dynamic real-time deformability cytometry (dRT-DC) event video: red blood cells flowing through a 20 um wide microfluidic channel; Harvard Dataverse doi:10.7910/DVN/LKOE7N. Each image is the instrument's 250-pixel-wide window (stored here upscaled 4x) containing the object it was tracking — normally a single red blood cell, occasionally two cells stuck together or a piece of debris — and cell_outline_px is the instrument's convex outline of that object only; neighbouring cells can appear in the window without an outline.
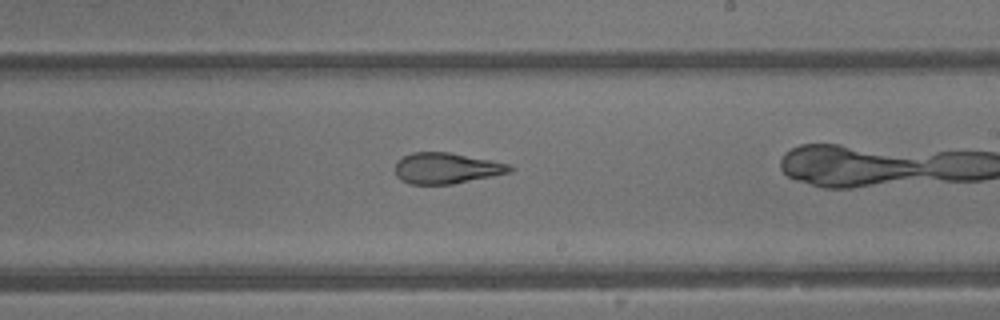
{"species": "common noctule bat (a hibernating species)", "species_latin": "Nyctalus noctula", "temperature_condition": "warm", "stored_images_in_passage": 30, "camera_frame_rate_fps": 3000, "um_per_image_px": 0.085, "animal": {"sex": "male", "body_mass_g": 13.3}, "frame": {"image": 1, "passage_image": 22, "time_ms": 7.0, "image_size_px": [1000, 320], "cell_outline_px": [[516, 168], [512, 172], [452, 184], [408, 184], [400, 180], [396, 176], [396, 160], [412, 152], [448, 152], [508, 164]], "centroid_in_image_um": [37.92, 14.3], "position_along_channel_um": 251.1, "area_um2": 20.58}}